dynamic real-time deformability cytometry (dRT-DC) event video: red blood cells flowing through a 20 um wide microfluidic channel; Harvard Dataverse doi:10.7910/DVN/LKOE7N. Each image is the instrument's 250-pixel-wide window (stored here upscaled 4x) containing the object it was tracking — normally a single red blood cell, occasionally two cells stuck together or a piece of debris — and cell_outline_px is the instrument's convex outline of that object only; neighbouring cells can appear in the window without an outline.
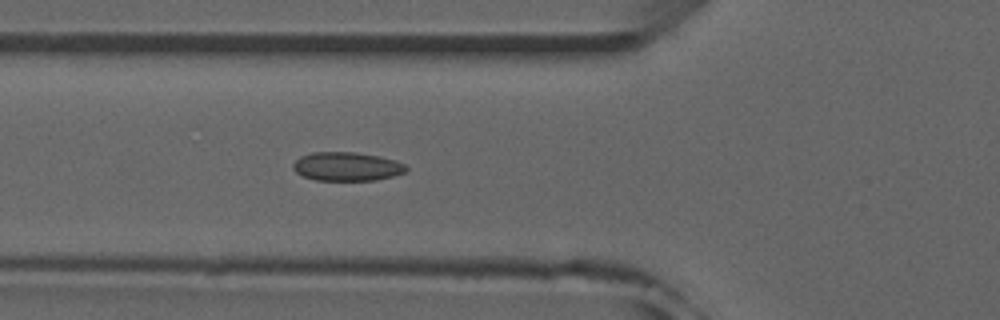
{"species": "common noctule bat (a hibernating species)", "species_latin": "Nyctalus noctula", "temperature_condition": "room temperature", "stored_images_in_passage": 15, "camera_frame_rate_fps": 3000, "um_per_image_px": 0.085, "animal": {"sex": "male", "forearm_length_mm": 52.5}, "frame": {"image": 1, "passage_image": 9, "time_ms": 2.667, "image_size_px": [1000, 320], "cell_outline_px": [[408, 168], [404, 172], [392, 176], [376, 180], [316, 180], [304, 176], [296, 172], [292, 168], [292, 164], [300, 156], [312, 152], [356, 152], [380, 156], [396, 160], [404, 164]], "centroid_in_image_um": [29.47, 14.14], "position_along_channel_um": 96.3, "area_um2": 18.96}}
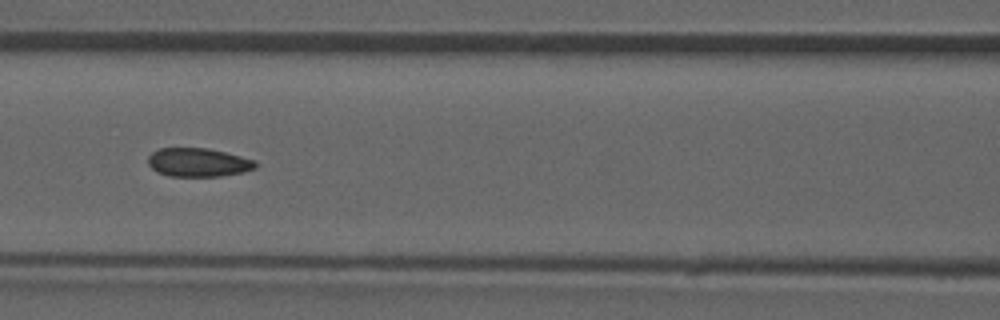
{"frame": {"image": 2, "passage_image": 13, "time_ms": 4.0, "image_size_px": [1000, 320], "cell_outline_px": [[256, 168], [244, 172], [220, 176], [168, 176], [156, 172], [148, 164], [148, 156], [152, 152], [160, 148], [208, 148], [256, 160]], "centroid_in_image_um": [16.83, 13.81], "position_along_channel_um": 149.8, "area_um2": 17.98}}